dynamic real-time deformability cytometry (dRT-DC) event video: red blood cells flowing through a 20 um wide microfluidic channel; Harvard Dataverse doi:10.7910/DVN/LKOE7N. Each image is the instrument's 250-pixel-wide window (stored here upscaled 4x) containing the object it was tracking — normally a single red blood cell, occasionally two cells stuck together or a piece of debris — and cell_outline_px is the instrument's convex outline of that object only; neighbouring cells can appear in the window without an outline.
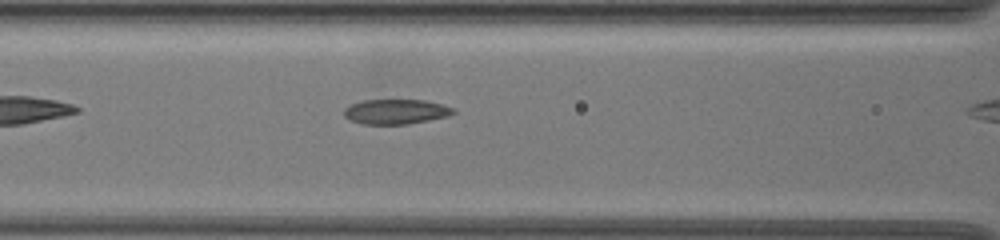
{"species": "common noctule bat (a hibernating species)", "species_latin": "Nyctalus noctula", "temperature_condition": "warm", "stored_images_in_passage": 7, "camera_frame_rate_fps": 3000, "um_per_image_px": 0.085, "animal": {"sex": "female", "body_mass_g": 19.5, "forearm_length_mm": 54.1}, "frame": {"image": 1, "passage_image": 6, "time_ms": 1.667, "image_size_px": [1000, 240], "cell_outline_px": [[456, 112], [448, 116], [408, 124], [360, 124], [344, 116], [344, 108], [348, 104], [364, 100], [424, 100], [440, 104], [452, 108]], "centroid_in_image_um": [33.6, 9.49], "position_along_channel_um": 133.0, "area_um2": 15.78}}